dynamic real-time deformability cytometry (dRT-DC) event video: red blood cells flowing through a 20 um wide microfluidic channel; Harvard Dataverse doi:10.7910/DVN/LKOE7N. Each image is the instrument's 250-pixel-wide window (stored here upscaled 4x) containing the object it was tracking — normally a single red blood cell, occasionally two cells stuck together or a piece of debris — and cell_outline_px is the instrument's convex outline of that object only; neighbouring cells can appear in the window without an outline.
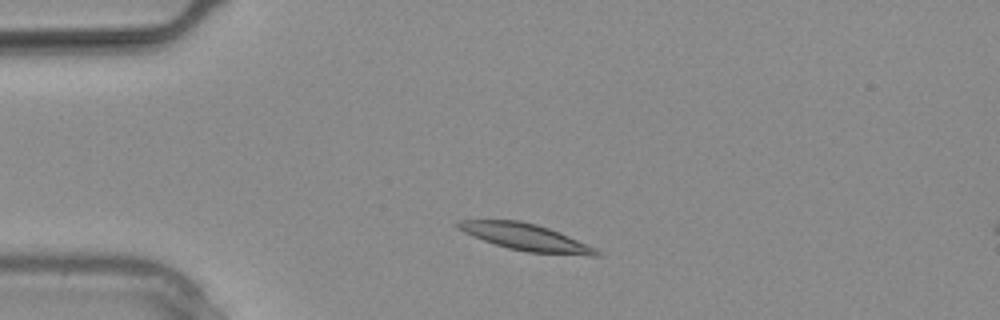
{"species": "common noctule bat (a hibernating species)", "species_latin": "Nyctalus noctula", "temperature_condition": "warm", "stored_images_in_passage": 12, "camera_frame_rate_fps": 3000, "um_per_image_px": 0.085, "animal": {"sex": "male", "body_mass_g": 20.4}, "frame": {"image": 1, "passage_image": 3, "time_ms": 0.667, "image_size_px": [1000, 320], "cell_outline_px": [[600, 256], [592, 256], [528, 252], [508, 248], [472, 236], [456, 228], [452, 224], [460, 220], [520, 220], [536, 224], [560, 232], [596, 248], [600, 252]], "centroid_in_image_um": [44.67, 20.15], "position_along_channel_um": 40.3, "area_um2": 21.62}}